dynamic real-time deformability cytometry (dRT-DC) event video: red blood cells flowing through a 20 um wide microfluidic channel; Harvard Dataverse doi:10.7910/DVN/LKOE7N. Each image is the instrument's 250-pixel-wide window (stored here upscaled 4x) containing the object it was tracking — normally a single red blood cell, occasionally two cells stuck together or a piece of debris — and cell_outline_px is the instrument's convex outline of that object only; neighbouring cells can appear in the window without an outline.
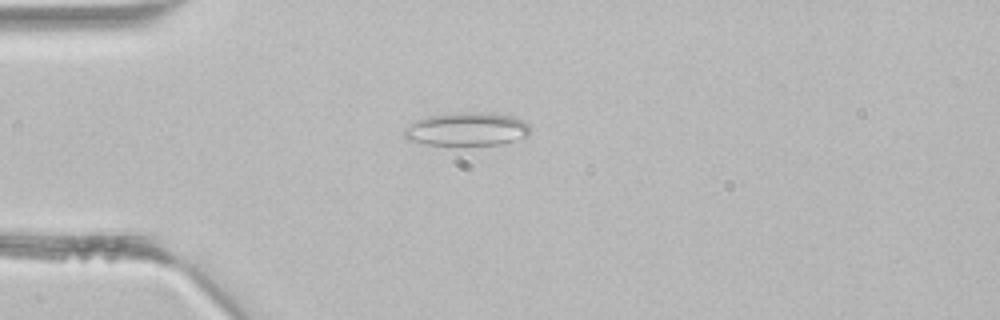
{"species": "common noctule bat (a hibernating species)", "species_latin": "Nyctalus noctula", "temperature_condition": "room temperature", "stored_images_in_passage": 35, "camera_frame_rate_fps": 3000, "um_per_image_px": 0.085, "animal": {"sex": "male", "body_mass_g": 21.5, "forearm_length_mm": 52.0}, "frame": {"image": 1, "passage_image": 3, "time_ms": 0.667, "image_size_px": [1000, 320], "cell_outline_px": [[528, 132], [524, 136], [500, 144], [428, 144], [408, 140], [404, 136], [404, 128], [416, 120], [428, 116], [464, 112], [492, 112], [512, 116], [528, 124]], "centroid_in_image_um": [39.63, 10.95], "position_along_channel_um": 45.4, "area_um2": 23.93}}
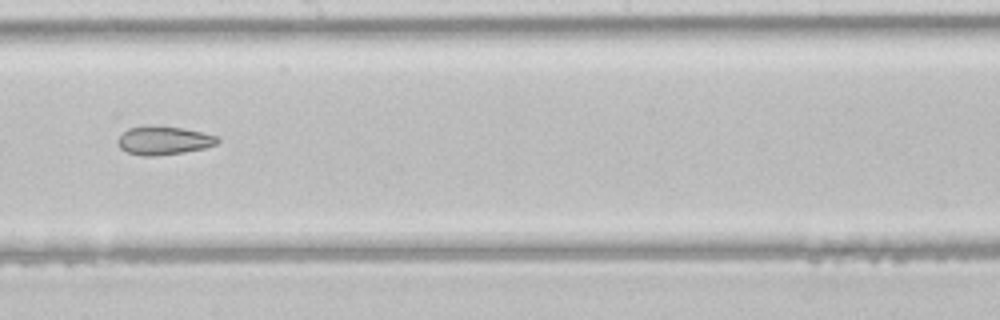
{"frame": {"image": 2, "passage_image": 16, "time_ms": 5.0, "image_size_px": [1000, 320], "cell_outline_px": [[220, 140], [216, 144], [204, 148], [184, 152], [156, 156], [144, 156], [128, 152], [120, 148], [120, 136], [128, 128], [180, 128], [220, 136]], "centroid_in_image_um": [13.99, 11.98], "position_along_channel_um": 234.2, "area_um2": 15.72}}
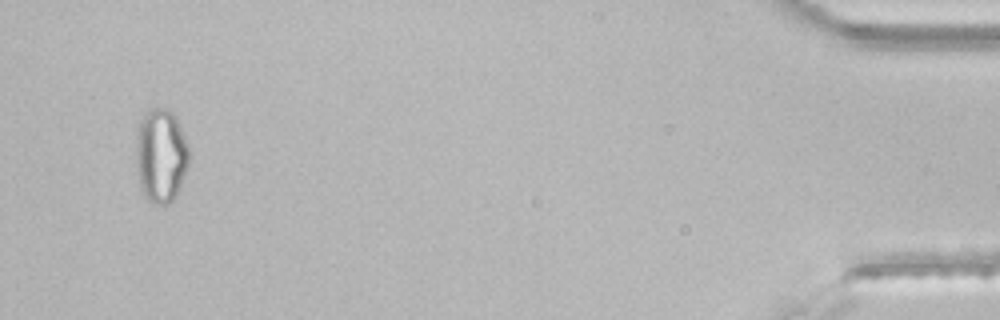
{"frame": {"image": 3, "passage_image": 33, "time_ms": 10.667, "image_size_px": [1000, 320], "cell_outline_px": [[188, 164], [184, 176], [172, 200], [168, 204], [156, 204], [148, 200], [144, 196], [140, 188], [136, 164], [136, 148], [140, 120], [152, 108], [168, 108], [176, 116], [188, 148]], "centroid_in_image_um": [13.66, 13.23], "position_along_channel_um": 421.5, "area_um2": 28.61}}